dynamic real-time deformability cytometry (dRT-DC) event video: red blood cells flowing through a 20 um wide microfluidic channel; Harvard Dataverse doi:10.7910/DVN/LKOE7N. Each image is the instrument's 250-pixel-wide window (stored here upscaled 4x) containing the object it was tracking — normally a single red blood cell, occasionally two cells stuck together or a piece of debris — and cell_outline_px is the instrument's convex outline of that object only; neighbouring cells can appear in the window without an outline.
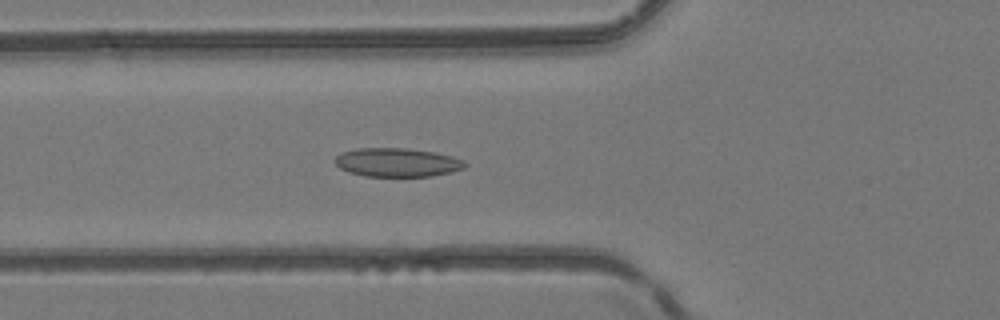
{"species": "common noctule bat (a hibernating species)", "species_latin": "Nyctalus noctula", "temperature_condition": "room temperature", "stored_images_in_passage": 43, "camera_frame_rate_fps": 3000, "um_per_image_px": 0.085, "animal": {"sex": "female", "body_mass_g": 24.6, "forearm_length_mm": 56.2}, "frame": {"image": 1, "passage_image": 18, "time_ms": 5.667, "image_size_px": [1000, 320], "cell_outline_px": [[468, 164], [464, 168], [452, 172], [432, 176], [364, 176], [348, 172], [340, 168], [336, 164], [336, 156], [344, 152], [356, 148], [408, 148], [436, 152], [452, 156], [464, 160]], "centroid_in_image_um": [33.8, 13.8], "position_along_channel_um": 92.0, "area_um2": 21.85}}
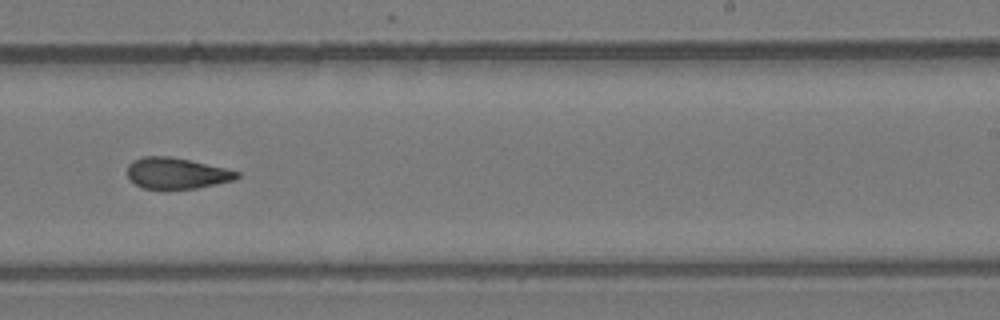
{"frame": {"image": 2, "passage_image": 31, "time_ms": 10.0, "image_size_px": [1000, 320], "cell_outline_px": [[240, 176], [236, 180], [196, 188], [168, 192], [144, 188], [136, 184], [128, 176], [128, 164], [132, 160], [140, 156], [168, 156], [188, 160], [224, 168], [240, 172]], "centroid_in_image_um": [14.99, 14.76], "position_along_channel_um": 274.0, "area_um2": 20.35}}
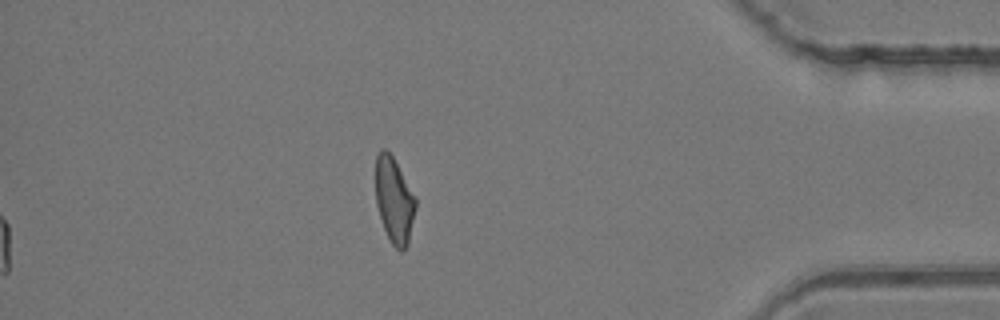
{"frame": {"image": 3, "passage_image": 43, "time_ms": 14.0, "image_size_px": [1000, 320], "cell_outline_px": [[416, 208], [408, 244], [400, 252], [392, 244], [384, 228], [376, 204], [376, 152], [380, 148], [384, 148], [392, 156], [416, 196]], "centroid_in_image_um": [33.51, 17.0], "position_along_channel_um": 401.7, "area_um2": 19.94}, "authors_computed_cell_mechanics": {"area_um2": 20.9236, "velocity_mm_per_s": 4.1884, "shape_relaxation_time_tau1_ms": null, "shape_relaxation_time_tau2_ms": 2.3437, "deformation_change_tau1": null, "deformation_change_tau2": 0.0954}}